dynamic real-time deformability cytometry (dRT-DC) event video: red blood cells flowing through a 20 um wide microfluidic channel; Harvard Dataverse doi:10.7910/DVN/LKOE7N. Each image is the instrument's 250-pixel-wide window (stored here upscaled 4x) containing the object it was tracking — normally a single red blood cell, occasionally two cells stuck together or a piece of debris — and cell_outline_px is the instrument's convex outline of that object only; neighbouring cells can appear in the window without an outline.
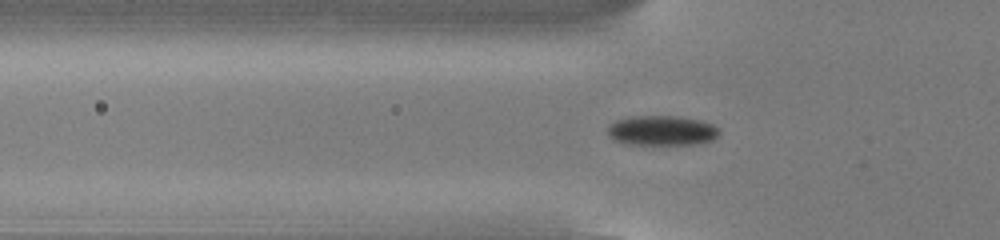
{"species": "common noctule bat (a hibernating species)", "species_latin": "Nyctalus noctula", "temperature_condition": "cold", "stored_images_in_passage": 52, "camera_frame_rate_fps": 3000, "um_per_image_px": 0.085, "animal": {"sex": "male", "body_mass_g": 13.0, "forearm_length_mm": 53.1}, "frame": {"image": 1, "passage_image": 16, "time_ms": 5.0, "image_size_px": [1000, 240], "cell_outline_px": [[720, 132], [712, 140], [696, 144], [624, 144], [612, 140], [608, 136], [608, 124], [616, 120], [628, 116], [676, 116], [700, 120], [712, 124]], "centroid_in_image_um": [56.18, 11.09], "position_along_channel_um": 69.6, "area_um2": 19.54}}
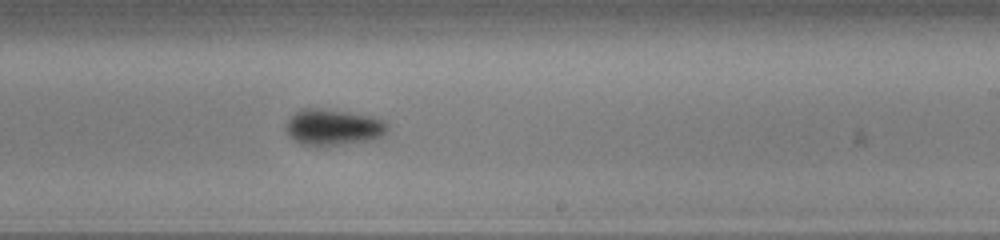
{"frame": {"image": 2, "passage_image": 31, "time_ms": 10.0, "image_size_px": [1000, 240], "cell_outline_px": [[388, 132], [384, 136], [372, 140], [320, 148], [316, 148], [300, 144], [288, 136], [288, 120], [300, 108], [320, 108], [376, 116], [384, 120], [388, 124]], "centroid_in_image_um": [28.38, 10.84], "position_along_channel_um": 260.6, "area_um2": 22.08}}
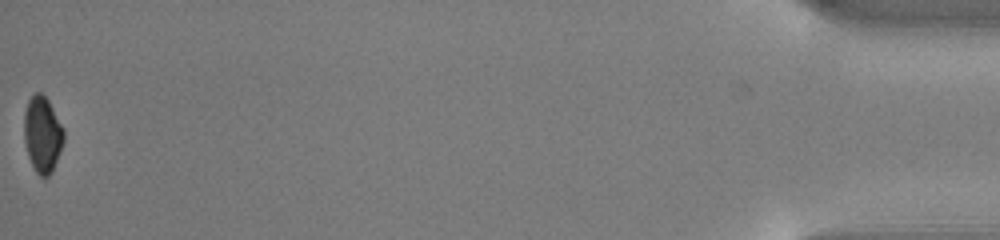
{"frame": {"image": 3, "passage_image": 52, "time_ms": 17.0, "image_size_px": [1000, 240], "cell_outline_px": [[64, 140], [60, 152], [52, 172], [48, 176], [40, 176], [36, 172], [28, 156], [24, 140], [24, 112], [28, 100], [36, 92], [40, 92], [48, 100], [64, 128]], "centroid_in_image_um": [3.61, 11.42], "position_along_channel_um": 431.6, "area_um2": 17.57}, "authors_computed_cell_mechanics": {"area_um2": 19.1029, "velocity_mm_per_s": 3.8376, "shape_relaxation_time_tau1_ms": 8.5958, "shape_relaxation_time_tau2_ms": null, "deformation_change_tau1": 0.1455, "deformation_change_tau2": null}}